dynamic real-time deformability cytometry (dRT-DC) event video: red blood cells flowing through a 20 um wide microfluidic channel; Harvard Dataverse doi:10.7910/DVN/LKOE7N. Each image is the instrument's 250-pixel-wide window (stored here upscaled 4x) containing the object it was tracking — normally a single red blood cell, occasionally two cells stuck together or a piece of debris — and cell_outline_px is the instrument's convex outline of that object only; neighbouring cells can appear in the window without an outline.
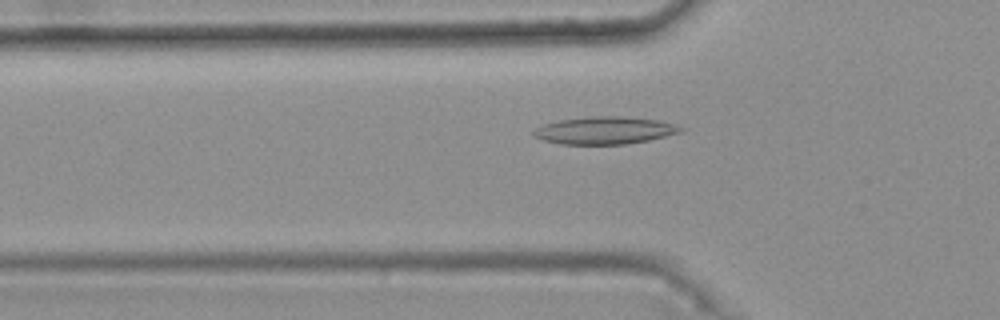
{"species": "common noctule bat (a hibernating species)", "species_latin": "Nyctalus noctula", "temperature_condition": "warm", "stored_images_in_passage": 49, "camera_frame_rate_fps": 3000, "um_per_image_px": 0.085, "animal": {"sex": "female", "body_mass_g": 25.1}, "frame": {"image": 1, "passage_image": 18, "time_ms": 5.667, "image_size_px": [1000, 320], "cell_outline_px": [[684, 132], [648, 140], [624, 144], [560, 144], [544, 140], [532, 136], [532, 132], [536, 128], [544, 124], [556, 120], [588, 116], [620, 116], [656, 120], [676, 124], [684, 128]], "centroid_in_image_um": [51.39, 11.08], "position_along_channel_um": 74.4, "area_um2": 23.64}}
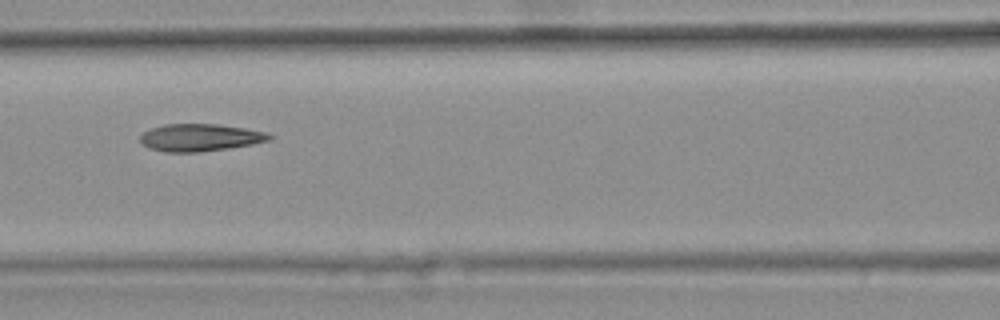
{"frame": {"image": 2, "passage_image": 24, "time_ms": 7.667, "image_size_px": [1000, 320], "cell_outline_px": [[276, 136], [268, 140], [252, 144], [228, 148], [200, 152], [164, 152], [148, 148], [140, 144], [140, 136], [144, 132], [152, 128], [164, 124], [216, 124], [244, 128], [264, 132]], "centroid_in_image_um": [16.96, 11.7], "position_along_channel_um": 149.6, "area_um2": 20.58}}
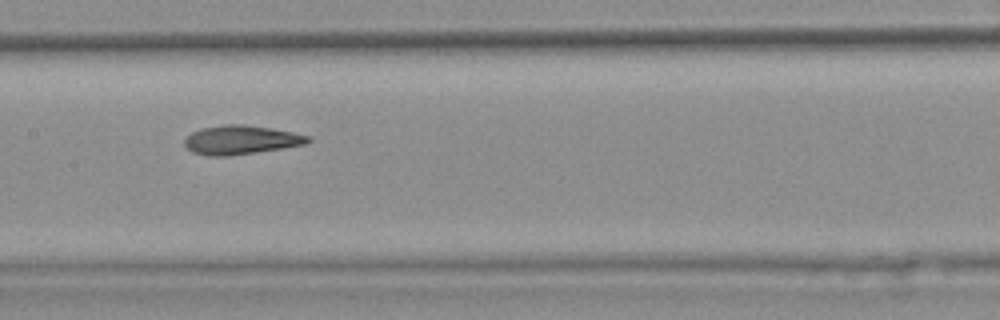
{"frame": {"image": 3, "passage_image": 27, "time_ms": 8.667, "image_size_px": [1000, 320], "cell_outline_px": [[312, 140], [304, 144], [284, 148], [228, 156], [208, 156], [192, 152], [184, 144], [184, 140], [192, 132], [200, 128], [224, 124], [244, 124], [272, 128], [312, 136]], "centroid_in_image_um": [20.49, 11.88], "position_along_channel_um": 186.9, "area_um2": 20.92}, "authors_computed_cell_mechanics": {"area_um2": 20.9236, "velocity_mm_per_s": 3.7398, "shape_relaxation_time_tau1_ms": null, "shape_relaxation_time_tau2_ms": 2.4514, "deformation_change_tau1": null, "deformation_change_tau2": 0.0981}}